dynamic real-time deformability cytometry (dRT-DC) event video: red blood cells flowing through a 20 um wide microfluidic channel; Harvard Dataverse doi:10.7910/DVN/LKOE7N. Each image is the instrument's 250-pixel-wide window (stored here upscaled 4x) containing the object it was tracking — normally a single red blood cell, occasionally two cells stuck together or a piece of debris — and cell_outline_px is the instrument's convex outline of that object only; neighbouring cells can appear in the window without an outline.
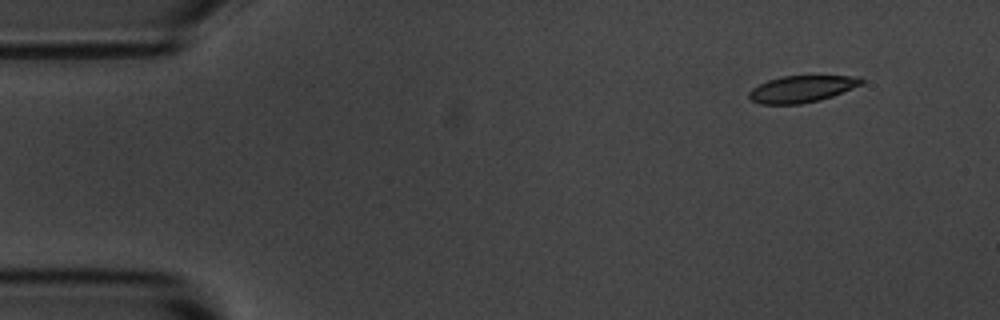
{"species": "common noctule bat (a hibernating species)", "species_latin": "Nyctalus noctula", "temperature_condition": "room temperature", "stored_images_in_passage": 5, "camera_frame_rate_fps": 3000, "um_per_image_px": 0.085, "animal": {"sex": "male", "body_mass_g": 20.1, "forearm_length_mm": 53.5}, "frame": {"image": 1, "passage_image": 1, "time_ms": 0.0, "image_size_px": [1000, 320], "cell_outline_px": [[864, 84], [832, 96], [820, 100], [800, 104], [760, 104], [752, 100], [748, 96], [748, 92], [752, 88], [768, 80], [780, 76], [860, 76], [864, 80]], "centroid_in_image_um": [68.16, 7.56], "position_along_channel_um": 16.8, "area_um2": 17.57}}
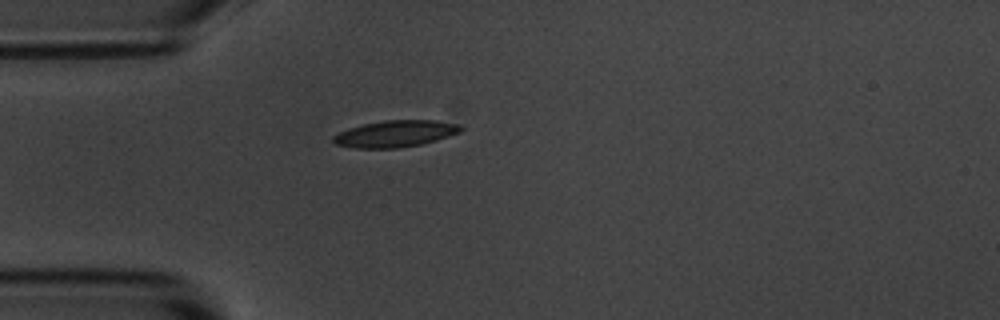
{"frame": {"image": 2, "passage_image": 4, "time_ms": 3.333, "image_size_px": [1000, 320], "cell_outline_px": [[464, 128], [460, 132], [436, 140], [420, 144], [396, 148], [356, 148], [336, 144], [332, 140], [332, 136], [348, 128], [364, 124], [384, 120], [436, 120], [460, 124]], "centroid_in_image_um": [33.62, 11.36], "position_along_channel_um": 51.4, "area_um2": 19.71}}